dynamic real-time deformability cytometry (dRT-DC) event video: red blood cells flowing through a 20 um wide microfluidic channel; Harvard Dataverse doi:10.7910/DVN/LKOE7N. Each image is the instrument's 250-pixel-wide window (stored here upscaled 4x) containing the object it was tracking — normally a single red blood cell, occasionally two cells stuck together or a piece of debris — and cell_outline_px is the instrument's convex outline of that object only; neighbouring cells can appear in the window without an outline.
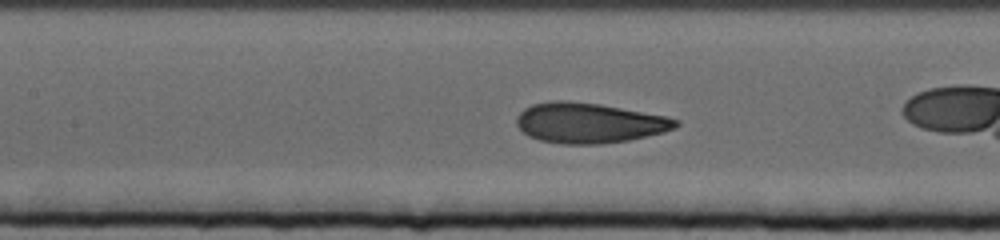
{"species": "human", "species_latin": "Homo sapiens", "temperature_condition": "cold", "stored_images_in_passage": 63, "camera_frame_rate_fps": 3000, "um_per_image_px": 0.085, "donor": {"sex": "female"}, "frame": {"image": 1, "passage_image": 28, "time_ms": 9.0, "image_size_px": [1000, 240], "cell_outline_px": [[680, 124], [676, 128], [664, 132], [628, 140], [600, 144], [560, 144], [540, 140], [528, 136], [516, 124], [516, 116], [524, 108], [532, 104], [556, 100], [564, 100], [600, 104], [664, 116], [680, 120]], "centroid_in_image_um": [50.06, 10.45], "position_along_channel_um": 157.3, "area_um2": 37.28}, "authors_computed_cell_mechanics": {"area_um2": 37.1076, "velocity_mm_per_s": 3.1532, "shape_relaxation_time_tau1_ms": 4.9187, "shape_relaxation_time_tau2_ms": 0.9256, "deformation_change_tau1": 0.1676, "deformation_change_tau2": 0.062}}